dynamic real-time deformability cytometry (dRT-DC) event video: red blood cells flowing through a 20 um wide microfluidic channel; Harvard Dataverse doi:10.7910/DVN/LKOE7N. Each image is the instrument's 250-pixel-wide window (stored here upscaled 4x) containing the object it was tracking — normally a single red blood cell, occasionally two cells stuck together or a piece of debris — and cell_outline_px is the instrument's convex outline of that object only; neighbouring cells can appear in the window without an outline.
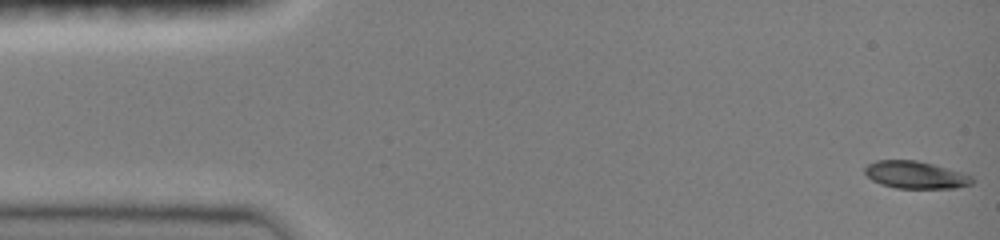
{"species": "common noctule bat (a hibernating species)", "species_latin": "Nyctalus noctula", "temperature_condition": "room temperature", "stored_images_in_passage": 28, "camera_frame_rate_fps": 3000, "um_per_image_px": 0.085, "animal": {"sex": "female", "body_mass_g": 19.0, "forearm_length_mm": 51.5}, "frame": {"image": 1, "passage_image": 1, "time_ms": 0.0, "image_size_px": [1000, 240], "cell_outline_px": [[972, 184], [952, 188], [896, 188], [880, 184], [872, 180], [864, 172], [864, 168], [868, 164], [876, 160], [916, 160], [932, 164], [960, 172], [968, 176], [972, 180]], "centroid_in_image_um": [77.74, 14.86], "position_along_channel_um": 7.3, "area_um2": 16.82}}
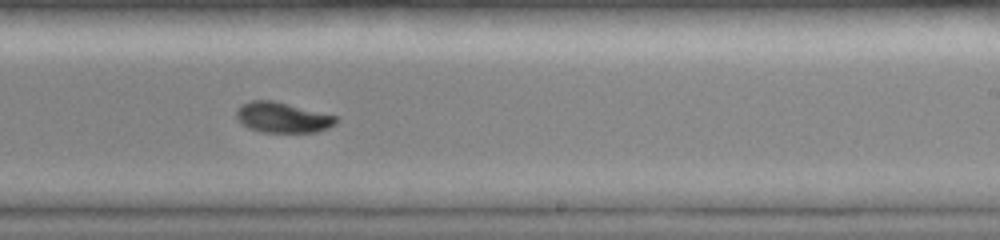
{"frame": {"image": 2, "passage_image": 14, "time_ms": 4.333, "image_size_px": [1000, 240], "cell_outline_px": [[340, 120], [336, 124], [328, 128], [316, 132], [260, 132], [248, 128], [236, 116], [236, 108], [240, 104], [248, 100], [272, 100], [336, 116]], "centroid_in_image_um": [24.0, 9.98], "position_along_channel_um": 265.0, "area_um2": 17.69}}
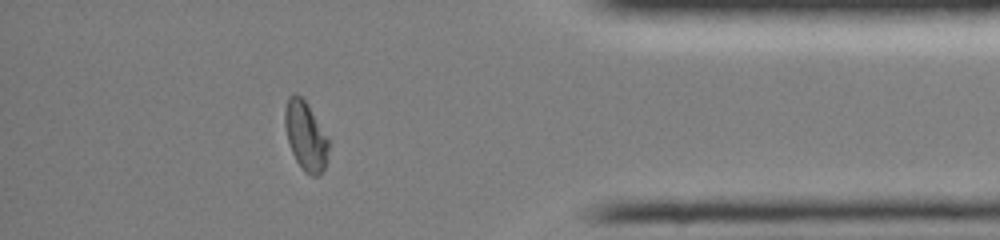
{"frame": {"image": 3, "passage_image": 23, "time_ms": 7.333, "image_size_px": [1000, 240], "cell_outline_px": [[328, 148], [324, 168], [316, 176], [312, 176], [304, 172], [296, 160], [292, 152], [288, 140], [284, 124], [284, 112], [288, 96], [292, 92], [296, 92], [308, 104], [328, 140]], "centroid_in_image_um": [25.93, 11.51], "position_along_channel_um": 409.3, "area_um2": 17.28}}